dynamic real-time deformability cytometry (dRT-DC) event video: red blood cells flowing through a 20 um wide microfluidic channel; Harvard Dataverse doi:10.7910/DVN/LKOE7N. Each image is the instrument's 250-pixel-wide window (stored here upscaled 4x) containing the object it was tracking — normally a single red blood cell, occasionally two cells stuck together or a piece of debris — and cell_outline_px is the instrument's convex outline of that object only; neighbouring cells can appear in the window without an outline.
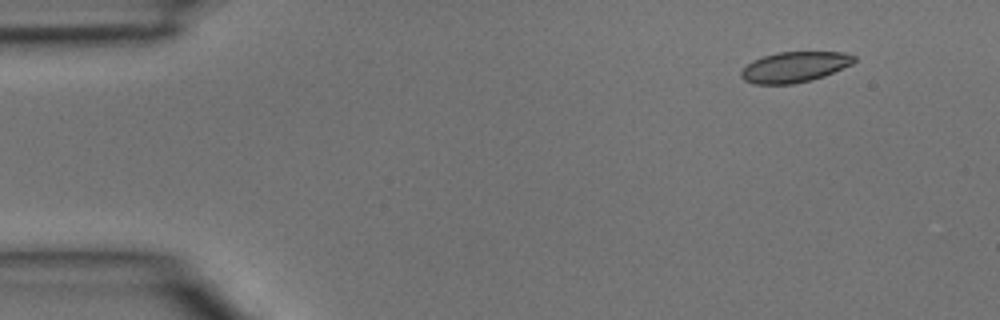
{"species": "common noctule bat (a hibernating species)", "species_latin": "Nyctalus noctula", "temperature_condition": "room temperature", "stored_images_in_passage": 3, "camera_frame_rate_fps": 3000, "um_per_image_px": 0.085, "animal": {"sex": "male", "body_mass_g": 15.6}, "frame": {"image": 1, "passage_image": 1, "time_ms": 0.0, "image_size_px": [1000, 320], "cell_outline_px": [[856, 60], [852, 64], [824, 76], [812, 80], [792, 84], [752, 84], [744, 80], [740, 76], [740, 72], [752, 60], [776, 52], [844, 52], [856, 56]], "centroid_in_image_um": [67.53, 5.7], "position_along_channel_um": 17.5, "area_um2": 20.17}}
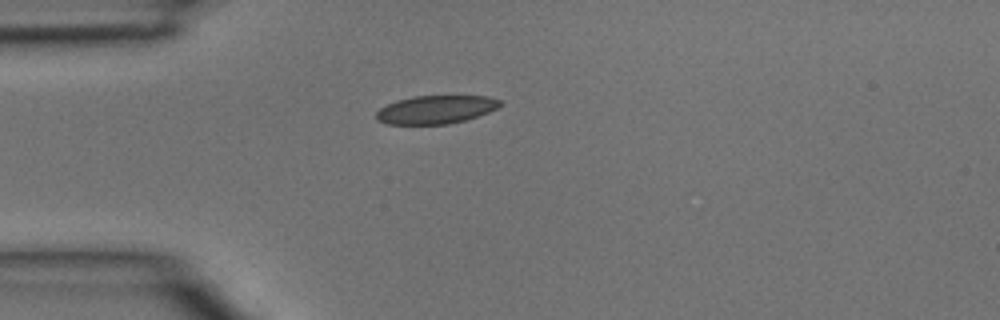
{"frame": {"image": 2, "passage_image": 3, "time_ms": 0.667, "image_size_px": [1000, 320], "cell_outline_px": [[500, 104], [496, 108], [488, 112], [464, 120], [448, 124], [388, 124], [376, 120], [376, 112], [380, 108], [396, 100], [412, 96], [488, 96], [500, 100]], "centroid_in_image_um": [37.0, 9.31], "position_along_channel_um": 48.0, "area_um2": 20.23}}